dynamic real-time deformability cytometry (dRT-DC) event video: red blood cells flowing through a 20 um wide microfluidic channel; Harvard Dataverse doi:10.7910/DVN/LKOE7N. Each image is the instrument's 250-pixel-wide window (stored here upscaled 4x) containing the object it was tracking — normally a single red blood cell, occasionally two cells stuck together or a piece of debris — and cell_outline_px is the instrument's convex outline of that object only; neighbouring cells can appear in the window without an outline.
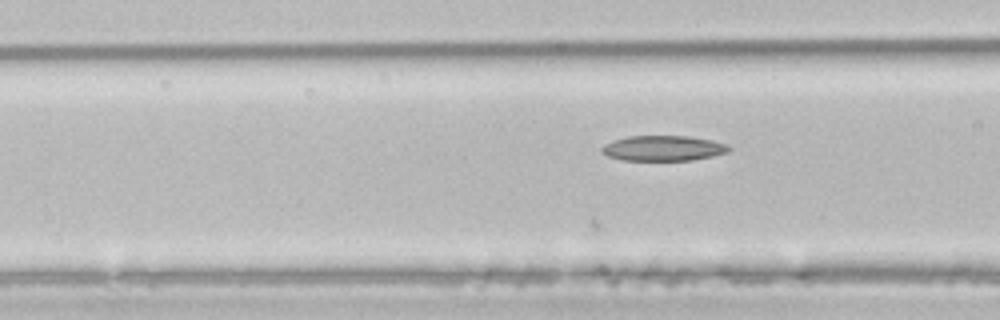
{"species": "common noctule bat (a hibernating species)", "species_latin": "Nyctalus noctula", "temperature_condition": "room temperature", "stored_images_in_passage": 14, "camera_frame_rate_fps": 3000, "um_per_image_px": 0.085, "animal": {"sex": "male", "body_mass_g": 21.5, "forearm_length_mm": 52.0}, "frame": {"image": 1, "passage_image": 7, "time_ms": 2.0, "image_size_px": [1000, 320], "cell_outline_px": [[732, 148], [728, 152], [712, 156], [692, 160], [620, 160], [608, 156], [600, 152], [600, 148], [604, 144], [612, 140], [628, 136], [688, 136], [712, 140], [728, 144]], "centroid_in_image_um": [56.36, 12.59], "position_along_channel_um": 110.2, "area_um2": 18.9}}
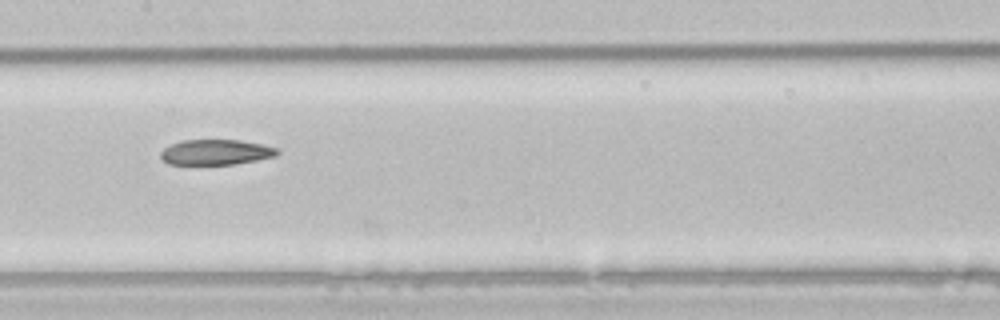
{"frame": {"image": 2, "passage_image": 13, "time_ms": 4.0, "image_size_px": [1000, 320], "cell_outline_px": [[280, 152], [276, 156], [236, 164], [168, 164], [160, 156], [160, 152], [164, 148], [180, 140], [240, 140], [264, 144], [276, 148]], "centroid_in_image_um": [18.36, 12.93], "position_along_channel_um": 189.0, "area_um2": 17.22}}